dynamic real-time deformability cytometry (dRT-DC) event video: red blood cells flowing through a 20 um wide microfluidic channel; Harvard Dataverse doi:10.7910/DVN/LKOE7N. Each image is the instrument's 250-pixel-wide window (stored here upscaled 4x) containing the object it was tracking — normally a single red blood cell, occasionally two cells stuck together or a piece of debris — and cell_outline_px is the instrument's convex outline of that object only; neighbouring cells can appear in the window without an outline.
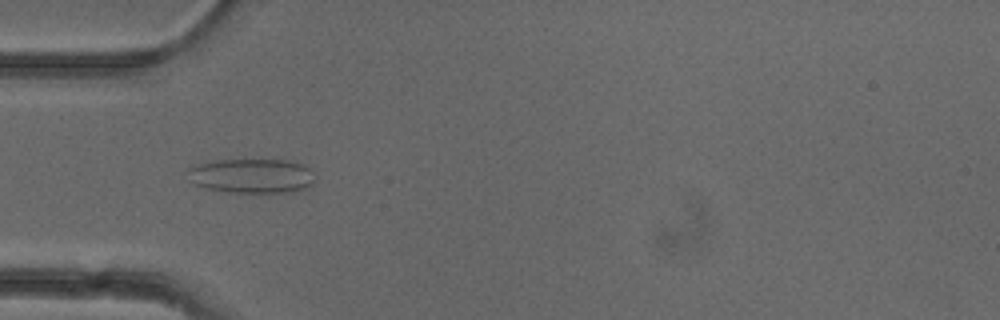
{"species": "common noctule bat (a hibernating species)", "species_latin": "Nyctalus noctula", "temperature_condition": "cold", "stored_images_in_passage": 42, "camera_frame_rate_fps": 3000, "um_per_image_px": 0.085, "animal": {"sex": "female"}, "frame": {"image": 1, "passage_image": 7, "time_ms": 2.0, "image_size_px": [1000, 320], "cell_outline_px": [[316, 184], [308, 188], [292, 192], [224, 192], [204, 188], [196, 184], [192, 180], [188, 168], [196, 164], [216, 160], [280, 156], [296, 160], [304, 164], [308, 168]], "centroid_in_image_um": [21.5, 14.88], "position_along_channel_um": 63.5, "area_um2": 26.88}}
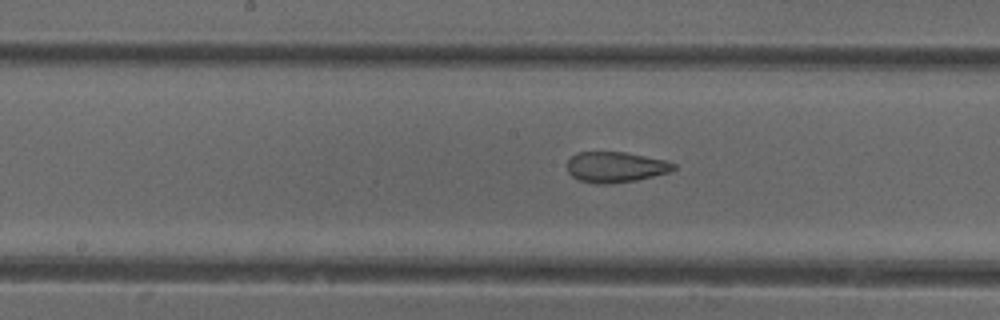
{"frame": {"image": 2, "passage_image": 17, "time_ms": 5.333, "image_size_px": [1000, 320], "cell_outline_px": [[676, 168], [668, 172], [636, 180], [608, 184], [596, 184], [580, 180], [572, 176], [568, 172], [568, 160], [576, 152], [624, 152], [668, 160], [676, 164]], "centroid_in_image_um": [52.33, 14.19], "position_along_channel_um": 195.9, "area_um2": 18.96}}
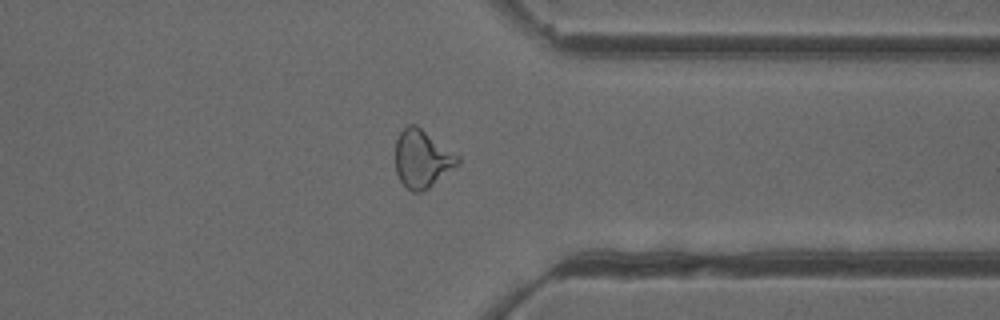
{"frame": {"image": 3, "passage_image": 31, "time_ms": 10.0, "image_size_px": [1000, 320], "cell_outline_px": [[460, 164], [428, 188], [420, 192], [412, 192], [400, 180], [396, 172], [396, 140], [400, 132], [408, 124], [416, 124], [460, 156]], "centroid_in_image_um": [35.9, 13.49], "position_along_channel_um": 375.5, "area_um2": 20.98}, "authors_computed_cell_mechanics": {"area_um2": 20.7502, "velocity_mm_per_s": 3.9583, "shape_relaxation_time_tau1_ms": null, "shape_relaxation_time_tau2_ms": 2.0707, "deformation_change_tau1": null, "deformation_change_tau2": 0.107}}